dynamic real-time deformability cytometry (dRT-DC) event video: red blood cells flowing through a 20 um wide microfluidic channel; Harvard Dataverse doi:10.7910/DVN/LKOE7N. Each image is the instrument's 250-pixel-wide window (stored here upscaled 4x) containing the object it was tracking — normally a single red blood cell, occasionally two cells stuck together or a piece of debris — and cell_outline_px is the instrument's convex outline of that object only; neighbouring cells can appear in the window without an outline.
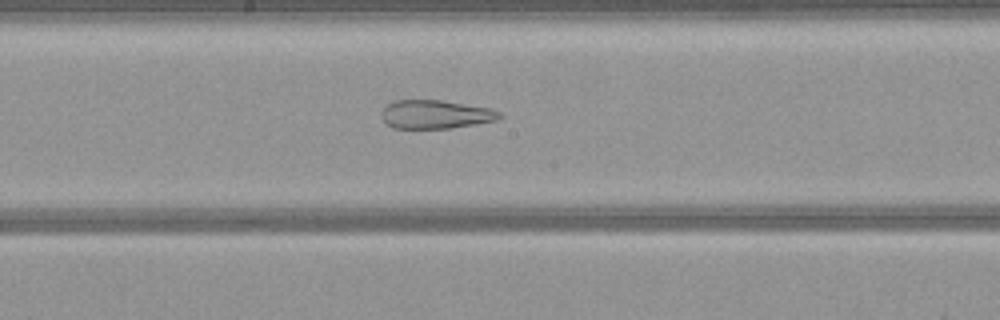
{"species": "common noctule bat (a hibernating species)", "species_latin": "Nyctalus noctula", "temperature_condition": "warm", "stored_images_in_passage": 51, "camera_frame_rate_fps": 3000, "um_per_image_px": 0.085, "animal": {"sex": "female", "body_mass_g": 21.9}, "frame": {"image": 1, "passage_image": 26, "time_ms": 8.333, "image_size_px": [1000, 320], "cell_outline_px": [[504, 116], [496, 120], [476, 124], [452, 128], [392, 128], [380, 116], [380, 112], [388, 104], [396, 100], [440, 100], [488, 108], [500, 112]], "centroid_in_image_um": [37.0, 9.72], "position_along_channel_um": 211.2, "area_um2": 19.54}}
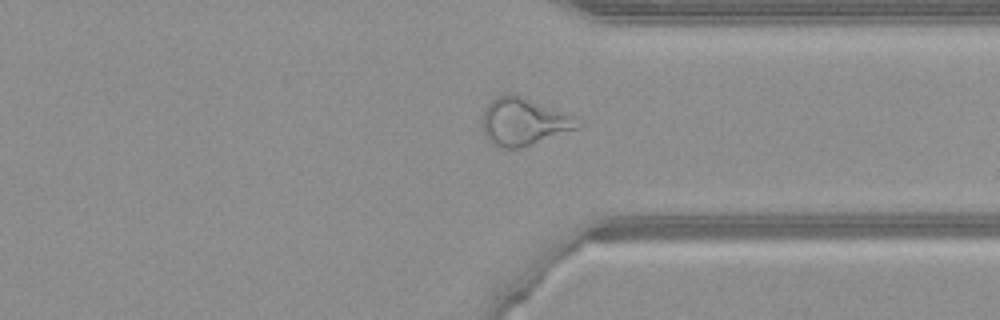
{"frame": {"image": 2, "passage_image": 38, "time_ms": 12.333, "image_size_px": [1000, 320], "cell_outline_px": [[584, 124], [576, 128], [520, 148], [500, 148], [492, 144], [488, 140], [484, 132], [484, 108], [496, 96], [504, 92], [512, 92], [576, 116], [584, 120]], "centroid_in_image_um": [44.54, 10.31], "position_along_channel_um": 366.9, "area_um2": 26.47}}
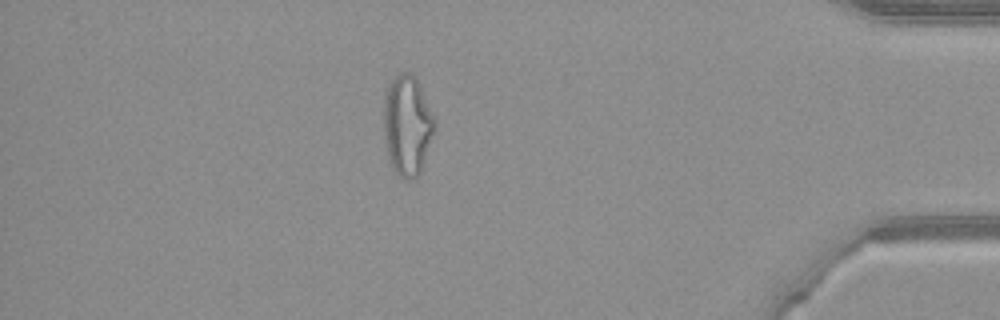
{"frame": {"image": 3, "passage_image": 44, "time_ms": 14.333, "image_size_px": [1000, 320], "cell_outline_px": [[436, 124], [420, 172], [412, 180], [404, 180], [392, 168], [384, 136], [384, 96], [388, 84], [400, 72], [412, 72], [420, 88]], "centroid_in_image_um": [34.59, 10.66], "position_along_channel_um": 400.6, "area_um2": 29.07}}